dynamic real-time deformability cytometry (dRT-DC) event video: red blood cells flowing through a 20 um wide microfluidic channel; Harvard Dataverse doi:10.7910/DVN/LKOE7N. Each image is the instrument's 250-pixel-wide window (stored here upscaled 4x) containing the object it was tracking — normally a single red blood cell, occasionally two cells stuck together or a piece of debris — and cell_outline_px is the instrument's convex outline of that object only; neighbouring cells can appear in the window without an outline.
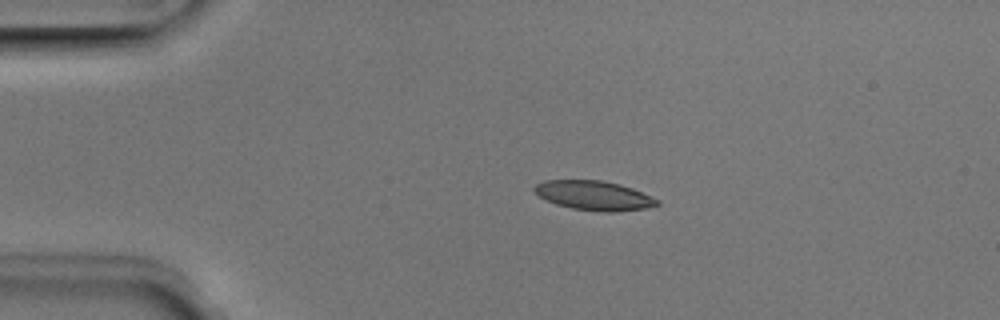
{"species": "Egyptian fruit bat (a non-hibernating species)", "species_latin": "Rousettus aegyptiacus", "temperature_condition": "room temperature", "stored_images_in_passage": 4, "camera_frame_rate_fps": 3000, "um_per_image_px": 0.085, "animal": {"sex": "male"}, "frame": {"image": 1, "passage_image": 3, "time_ms": 0.667, "image_size_px": [1000, 320], "cell_outline_px": [[660, 204], [644, 208], [616, 212], [600, 212], [572, 208], [556, 204], [540, 196], [532, 188], [536, 184], [544, 180], [600, 180], [620, 184], [632, 188], [660, 200]], "centroid_in_image_um": [50.5, 16.62], "position_along_channel_um": 34.5, "area_um2": 20.92}}